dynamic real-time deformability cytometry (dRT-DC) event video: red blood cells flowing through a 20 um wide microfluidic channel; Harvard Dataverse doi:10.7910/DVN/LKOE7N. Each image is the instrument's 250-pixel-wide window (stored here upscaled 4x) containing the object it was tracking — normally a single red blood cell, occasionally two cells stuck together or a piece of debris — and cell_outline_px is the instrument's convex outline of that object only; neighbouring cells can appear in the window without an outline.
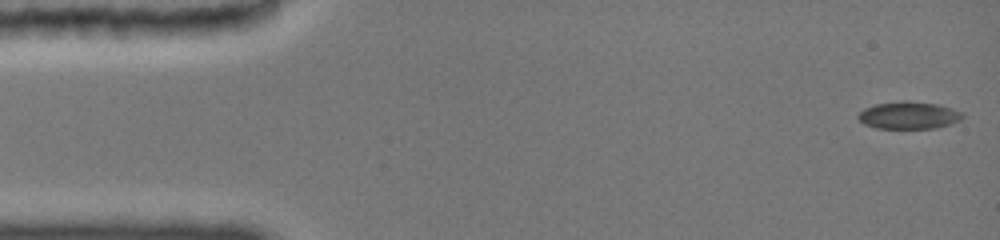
{"species": "common noctule bat (a hibernating species)", "species_latin": "Nyctalus noctula", "temperature_condition": "cold", "stored_images_in_passage": 67, "camera_frame_rate_fps": 3000, "um_per_image_px": 0.085, "animal": {"sex": "female", "body_mass_g": 19.0, "forearm_length_mm": 51.5}, "frame": {"image": 1, "passage_image": 1, "time_ms": 0.0, "image_size_px": [1000, 240], "cell_outline_px": [[964, 116], [960, 120], [948, 124], [932, 128], [876, 128], [864, 124], [860, 120], [860, 112], [864, 108], [876, 104], [904, 100], [908, 100], [940, 104], [964, 112]], "centroid_in_image_um": [77.28, 9.78], "position_along_channel_um": 7.7, "area_um2": 16.59}}
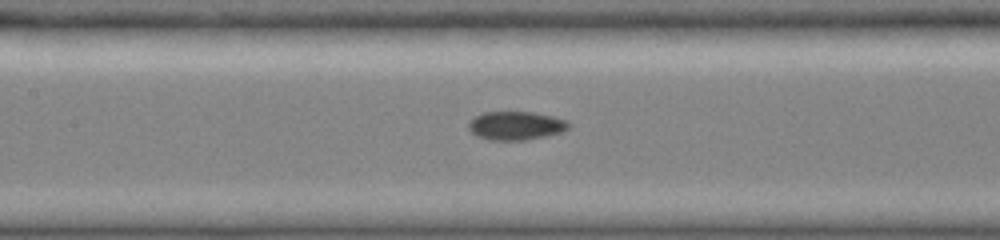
{"frame": {"image": 2, "passage_image": 32, "time_ms": 7.0, "image_size_px": [1000, 240], "cell_outline_px": [[568, 128], [560, 132], [520, 140], [488, 140], [472, 132], [468, 124], [476, 116], [484, 112], [528, 112], [548, 116], [564, 120], [568, 124]], "centroid_in_image_um": [43.78, 10.68], "position_along_channel_um": 163.6, "area_um2": 15.84}}
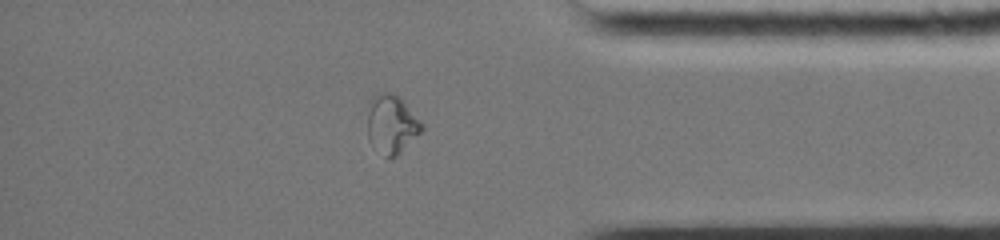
{"frame": {"image": 3, "passage_image": 57, "time_ms": 13.333, "image_size_px": [1000, 240], "cell_outline_px": [[424, 128], [396, 156], [388, 160], [372, 148], [368, 136], [368, 100], [372, 96], [380, 92], [392, 92], [400, 96], [424, 124]], "centroid_in_image_um": [33.26, 10.55], "position_along_channel_um": 401.9, "area_um2": 19.02}, "authors_computed_cell_mechanics": {"area_um2": 15.6638, "velocity_mm_per_s": 3.9229, "shape_relaxation_time_tau1_ms": null, "shape_relaxation_time_tau2_ms": 1.4178, "deformation_change_tau1": null, "deformation_change_tau2": 0.0534}}